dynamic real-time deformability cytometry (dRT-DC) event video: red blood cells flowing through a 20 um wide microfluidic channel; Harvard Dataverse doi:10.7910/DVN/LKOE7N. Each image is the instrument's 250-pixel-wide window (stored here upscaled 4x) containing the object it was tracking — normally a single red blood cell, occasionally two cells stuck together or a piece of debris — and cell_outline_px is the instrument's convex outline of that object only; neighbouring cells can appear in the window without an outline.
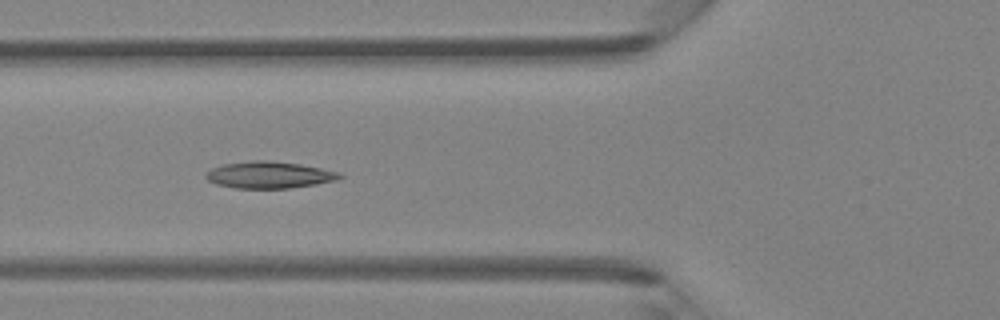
{"species": "Egyptian fruit bat (a non-hibernating species)", "species_latin": "Rousettus aegyptiacus", "temperature_condition": "room temperature", "stored_images_in_passage": 5, "camera_frame_rate_fps": 3000, "um_per_image_px": 0.085, "animal": {"sex": "female"}, "frame": {"image": 1, "passage_image": 5, "time_ms": 4.667, "image_size_px": [1000, 320], "cell_outline_px": [[344, 176], [336, 180], [316, 184], [288, 188], [236, 188], [216, 184], [208, 180], [204, 176], [212, 168], [220, 164], [252, 160], [268, 160], [300, 164], [320, 168], [336, 172]], "centroid_in_image_um": [22.84, 14.86], "position_along_channel_um": 103.0, "area_um2": 20.75}}